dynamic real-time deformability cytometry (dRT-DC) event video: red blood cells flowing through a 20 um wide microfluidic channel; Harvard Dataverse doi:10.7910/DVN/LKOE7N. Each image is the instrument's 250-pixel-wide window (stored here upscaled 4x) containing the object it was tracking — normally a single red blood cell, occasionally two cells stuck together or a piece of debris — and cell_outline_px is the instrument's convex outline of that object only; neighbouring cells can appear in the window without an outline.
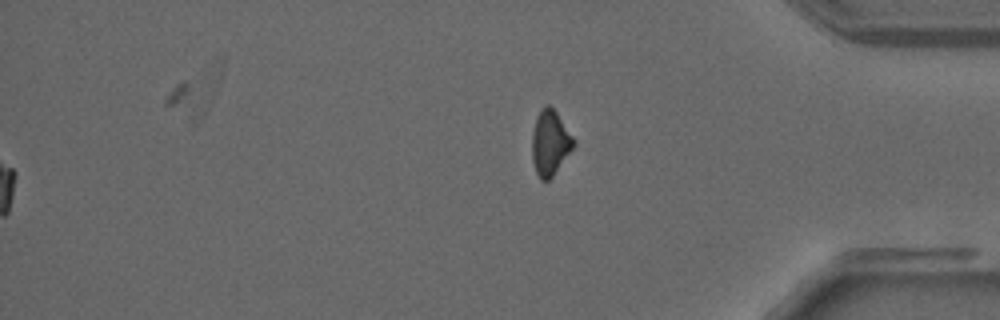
{"species": "common noctule bat (a hibernating species)", "species_latin": "Nyctalus noctula", "temperature_condition": "warm", "stored_images_in_passage": 39, "segment_of_instrument_passage": [2, 2], "camera_frame_rate_fps": 3000, "um_per_image_px": 0.085, "animal": {"sex": "male", "forearm_length_mm": 52.5}, "frame": {"image": 1, "passage_image": 39, "time_ms": 12.667, "image_size_px": [1000, 320], "cell_outline_px": [[576, 144], [552, 176], [548, 180], [540, 180], [536, 172], [532, 160], [532, 132], [536, 116], [544, 104], [548, 104], [556, 112], [576, 140]], "centroid_in_image_um": [46.75, 12.12], "position_along_channel_um": 388.5, "area_um2": 15.78}}